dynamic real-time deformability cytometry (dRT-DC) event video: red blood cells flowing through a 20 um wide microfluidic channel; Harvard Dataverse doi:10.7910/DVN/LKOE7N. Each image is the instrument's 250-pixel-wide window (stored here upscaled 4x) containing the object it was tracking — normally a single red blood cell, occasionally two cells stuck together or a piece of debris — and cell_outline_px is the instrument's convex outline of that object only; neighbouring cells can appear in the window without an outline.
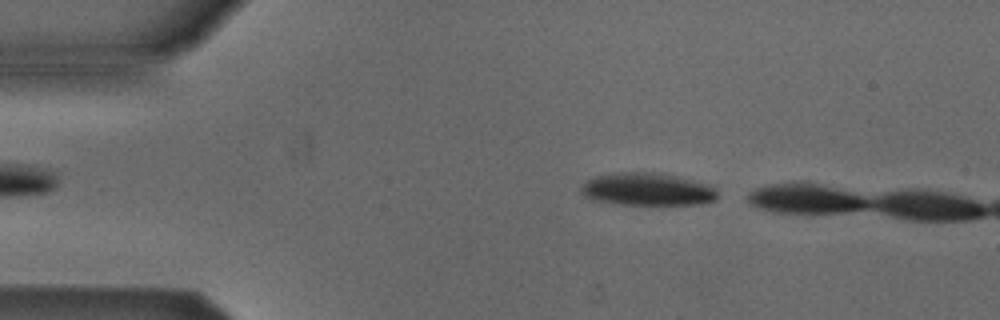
{"species": "Egyptian fruit bat (a non-hibernating species)", "species_latin": "Rousettus aegyptiacus", "temperature_condition": "cold", "stored_images_in_passage": 4, "segment_of_instrument_passage": [2, 2], "camera_frame_rate_fps": 3000, "um_per_image_px": 0.085, "animal": {"sex": "male"}, "frame": {"image": 1, "passage_image": 4, "time_ms": 3.667, "image_size_px": [1000, 320], "cell_outline_px": [[716, 200], [700, 204], [616, 204], [596, 200], [584, 196], [580, 192], [580, 188], [588, 180], [596, 176], [620, 172], [660, 172], [712, 184], [716, 188]], "centroid_in_image_um": [55.07, 16.08], "position_along_channel_um": 29.9, "area_um2": 26.07}}